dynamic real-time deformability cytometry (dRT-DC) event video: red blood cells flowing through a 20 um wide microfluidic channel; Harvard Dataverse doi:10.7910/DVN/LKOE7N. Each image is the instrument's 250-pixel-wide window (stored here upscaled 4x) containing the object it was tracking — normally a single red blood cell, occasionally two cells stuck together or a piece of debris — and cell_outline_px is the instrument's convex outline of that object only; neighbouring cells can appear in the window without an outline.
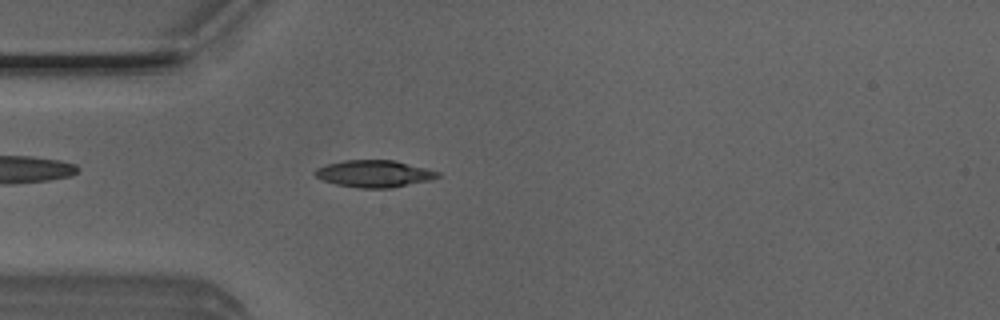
{"species": "Egyptian fruit bat (a non-hibernating species)", "species_latin": "Rousettus aegyptiacus", "temperature_condition": "room temperature", "stored_images_in_passage": 50, "camera_frame_rate_fps": 3000, "um_per_image_px": 0.085, "animal": {"sex": "male"}, "frame": {"image": 1, "passage_image": 13, "time_ms": 4.0, "image_size_px": [1000, 320], "cell_outline_px": [[440, 176], [432, 180], [392, 188], [360, 188], [336, 184], [324, 180], [316, 176], [312, 172], [316, 168], [328, 164], [344, 160], [396, 160], [440, 172]], "centroid_in_image_um": [31.83, 14.76], "position_along_channel_um": 53.2, "area_um2": 19.36}}
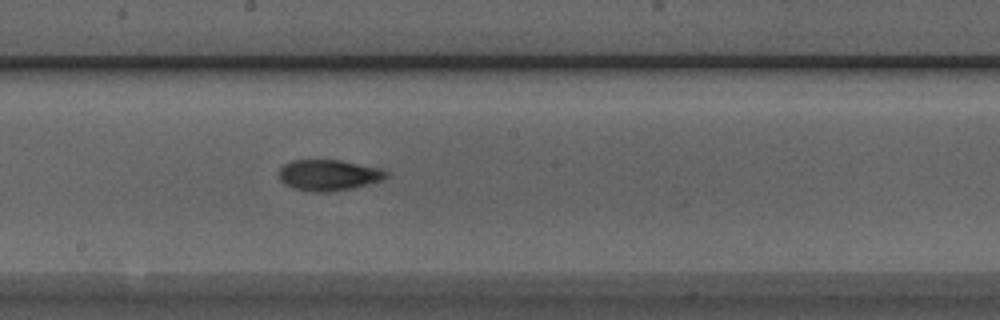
{"frame": {"image": 2, "passage_image": 26, "time_ms": 8.333, "image_size_px": [1000, 320], "cell_outline_px": [[388, 176], [380, 180], [352, 188], [328, 192], [308, 192], [292, 188], [284, 184], [280, 180], [276, 172], [284, 164], [292, 160], [340, 160], [376, 168], [388, 172]], "centroid_in_image_um": [27.83, 14.89], "position_along_channel_um": 220.4, "area_um2": 19.31}}
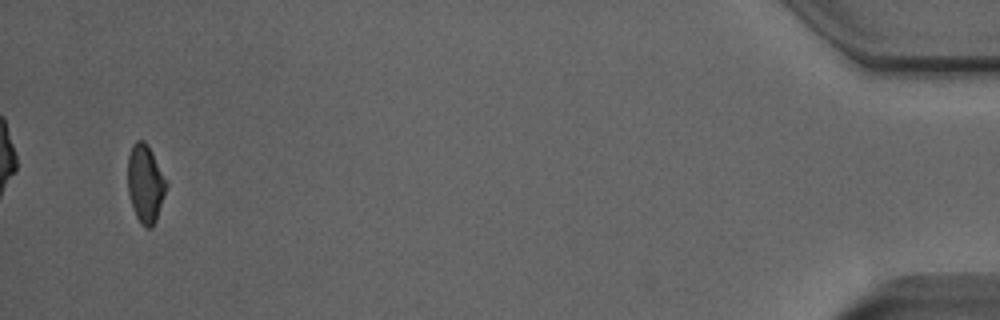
{"frame": {"image": 3, "passage_image": 48, "time_ms": 15.667, "image_size_px": [1000, 320], "cell_outline_px": [[168, 184], [156, 220], [152, 228], [144, 228], [140, 224], [132, 208], [128, 192], [128, 156], [132, 144], [136, 140], [144, 140], [148, 144], [168, 180]], "centroid_in_image_um": [12.36, 15.6], "position_along_channel_um": 422.8, "area_um2": 17.92}, "authors_computed_cell_mechanics": {"area_um2": 18.3804, "velocity_mm_per_s": 3.9861, "shape_relaxation_time_tau1_ms": 5.0423, "shape_relaxation_time_tau2_ms": 1.4015, "deformation_change_tau1": 0.1534, "deformation_change_tau2": 0.0551}}